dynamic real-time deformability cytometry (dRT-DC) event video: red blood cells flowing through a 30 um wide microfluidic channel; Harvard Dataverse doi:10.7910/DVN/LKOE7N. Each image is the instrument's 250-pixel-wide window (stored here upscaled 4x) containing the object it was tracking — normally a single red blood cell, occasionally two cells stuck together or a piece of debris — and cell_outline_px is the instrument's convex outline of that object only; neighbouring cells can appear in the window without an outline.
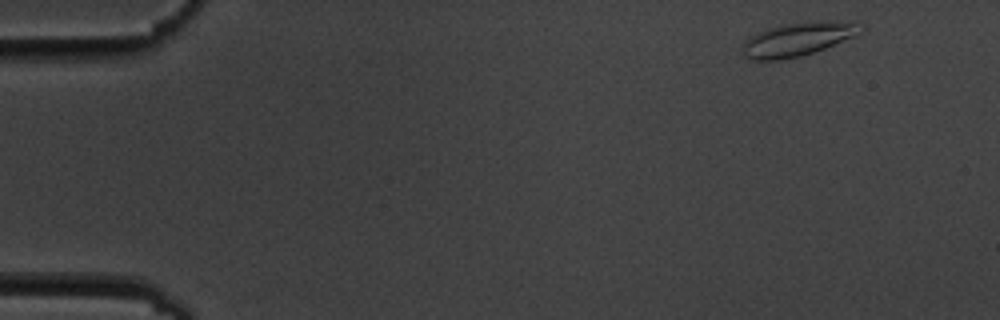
{"species": "common noctule bat (a hibernating species)", "species_latin": "Nyctalus noctula", "temperature_condition": "cold", "stored_images_in_passage": 5, "camera_frame_rate_fps": 3000, "um_per_image_px": 0.085, "animal": {"sex": "male", "body_mass_g": 19.5, "forearm_length_mm": 54.6}, "frame": {"image": 1, "passage_image": 1, "time_ms": 0.0, "image_size_px": [1000, 320], "cell_outline_px": [[864, 24], [860, 32], [856, 36], [824, 48], [800, 56], [780, 60], [752, 60], [744, 56], [740, 48], [744, 40], [756, 32], [780, 24], [804, 20], [860, 20]], "centroid_in_image_um": [67.85, 3.28], "position_along_channel_um": 17.2, "area_um2": 24.1}}
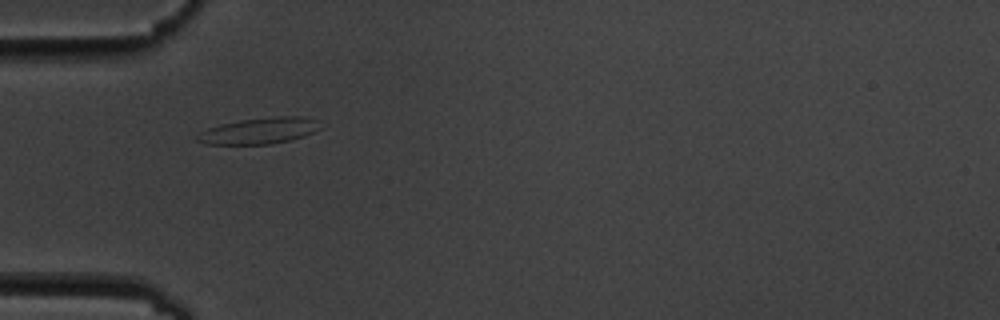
{"frame": {"image": 2, "passage_image": 4, "time_ms": 4.333, "image_size_px": [1000, 320], "cell_outline_px": [[324, 128], [304, 136], [288, 140], [268, 144], [204, 144], [196, 140], [196, 136], [200, 132], [208, 128], [220, 124], [240, 120], [276, 116], [300, 116], [316, 120]], "centroid_in_image_um": [22.05, 11.11], "position_along_channel_um": 62.9, "area_um2": 18.79}}
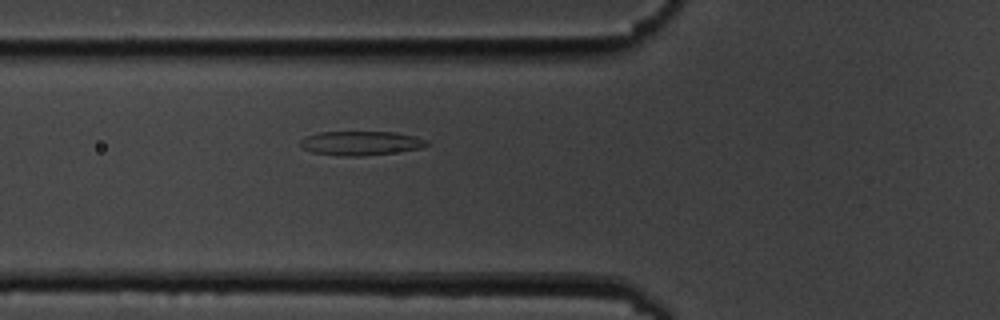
{"frame": {"image": 3, "passage_image": 5, "time_ms": 5.333, "image_size_px": [1000, 320], "cell_outline_px": [[432, 144], [420, 148], [364, 156], [344, 156], [312, 152], [304, 148], [300, 144], [300, 140], [304, 136], [320, 132], [396, 132], [416, 136], [428, 140]], "centroid_in_image_um": [30.69, 12.16], "position_along_channel_um": 95.1, "area_um2": 17.8}}